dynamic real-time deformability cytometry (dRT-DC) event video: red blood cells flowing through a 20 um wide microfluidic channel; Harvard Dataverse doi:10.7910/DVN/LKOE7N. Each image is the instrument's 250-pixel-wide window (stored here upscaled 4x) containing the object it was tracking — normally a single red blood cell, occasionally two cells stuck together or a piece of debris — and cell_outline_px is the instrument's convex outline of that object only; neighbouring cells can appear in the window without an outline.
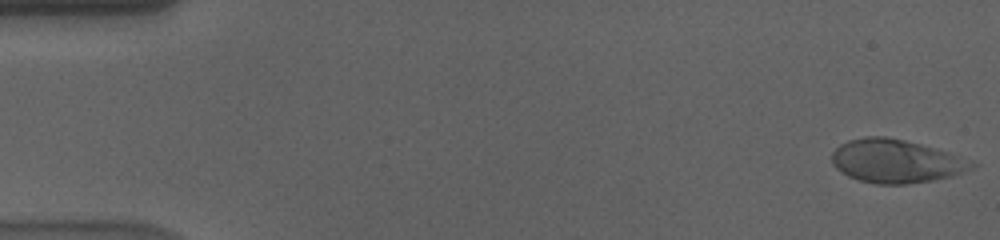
{"species": "human", "species_latin": "Homo sapiens", "temperature_condition": "cold", "stored_images_in_passage": 57, "camera_frame_rate_fps": 3000, "um_per_image_px": 0.085, "donor": {"sex": "male"}, "frame": {"image": 1, "passage_image": 1, "time_ms": 0.0, "image_size_px": [1000, 240], "cell_outline_px": [[976, 164], [972, 168], [948, 176], [932, 180], [904, 184], [876, 184], [860, 180], [848, 176], [836, 168], [832, 164], [832, 152], [840, 144], [848, 140], [864, 136], [884, 136], [904, 140], [920, 144], [948, 152]], "centroid_in_image_um": [76.07, 13.69], "position_along_channel_um": 8.9, "area_um2": 34.8}}
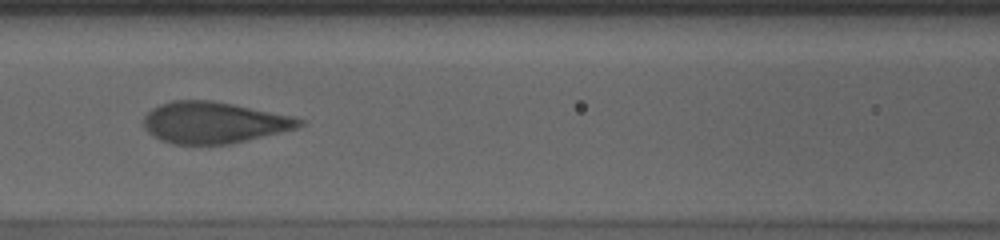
{"frame": {"image": 2, "passage_image": 25, "time_ms": 8.0, "image_size_px": [1000, 240], "cell_outline_px": [[304, 124], [296, 128], [232, 144], [172, 144], [160, 140], [152, 136], [144, 128], [144, 116], [152, 108], [160, 104], [172, 100], [212, 100], [296, 116], [304, 120]], "centroid_in_image_um": [18.17, 10.41], "position_along_channel_um": 148.4, "area_um2": 37.8}}
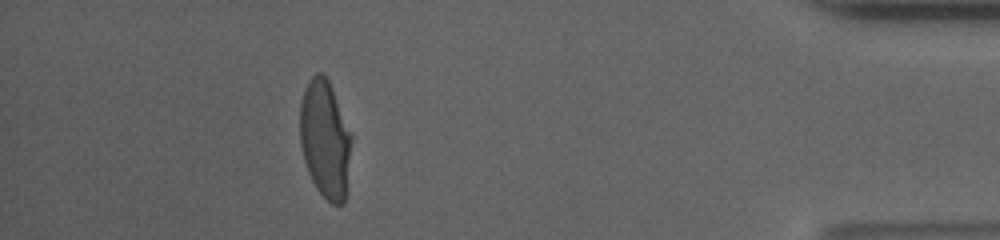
{"frame": {"image": 3, "passage_image": 51, "time_ms": 16.667, "image_size_px": [1000, 240], "cell_outline_px": [[352, 140], [344, 204], [332, 204], [316, 188], [308, 172], [304, 160], [300, 144], [300, 104], [304, 88], [308, 80], [316, 72], [320, 72], [328, 80], [332, 88], [352, 136]], "centroid_in_image_um": [27.62, 11.82], "position_along_channel_um": 407.6, "area_um2": 35.2}, "authors_computed_cell_mechanics": {"area_um2": 37.0498, "velocity_mm_per_s": 3.5749, "shape_relaxation_time_tau1_ms": 5.2326, "shape_relaxation_time_tau2_ms": null, "deformation_change_tau1": 0.1995, "deformation_change_tau2": null}}